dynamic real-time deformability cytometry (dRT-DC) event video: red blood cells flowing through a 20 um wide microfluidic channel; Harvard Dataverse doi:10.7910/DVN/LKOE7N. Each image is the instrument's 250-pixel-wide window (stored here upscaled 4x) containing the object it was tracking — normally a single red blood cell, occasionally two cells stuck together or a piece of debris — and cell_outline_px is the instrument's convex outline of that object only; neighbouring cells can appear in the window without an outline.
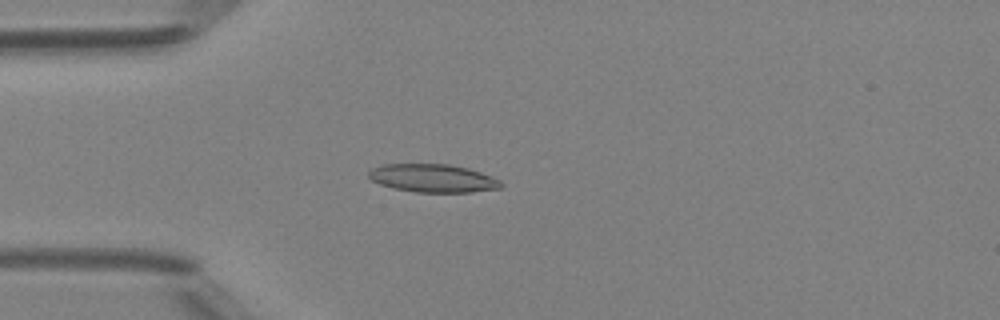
{"species": "Egyptian fruit bat (a non-hibernating species)", "species_latin": "Rousettus aegyptiacus", "temperature_condition": "room temperature", "stored_images_in_passage": 28, "camera_frame_rate_fps": 3000, "um_per_image_px": 0.085, "animal": {"sex": "female"}, "frame": {"image": 1, "passage_image": 14, "time_ms": 4.333, "image_size_px": [1000, 320], "cell_outline_px": [[504, 184], [500, 188], [472, 192], [416, 192], [396, 188], [380, 184], [372, 180], [368, 176], [368, 172], [372, 168], [384, 164], [448, 164], [468, 168], [480, 172], [500, 180]], "centroid_in_image_um": [36.81, 15.14], "position_along_channel_um": 48.2, "area_um2": 21.56}}
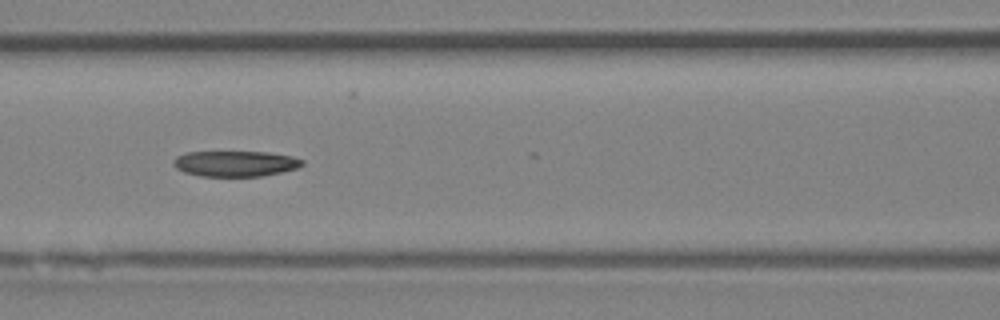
{"frame": {"image": 2, "passage_image": 22, "time_ms": 7.0, "image_size_px": [1000, 320], "cell_outline_px": [[304, 164], [296, 168], [280, 172], [260, 176], [200, 176], [184, 172], [176, 168], [172, 164], [172, 160], [176, 156], [188, 152], [268, 152], [292, 156], [304, 160]], "centroid_in_image_um": [19.97, 13.9], "position_along_channel_um": 146.6, "area_um2": 19.25}}
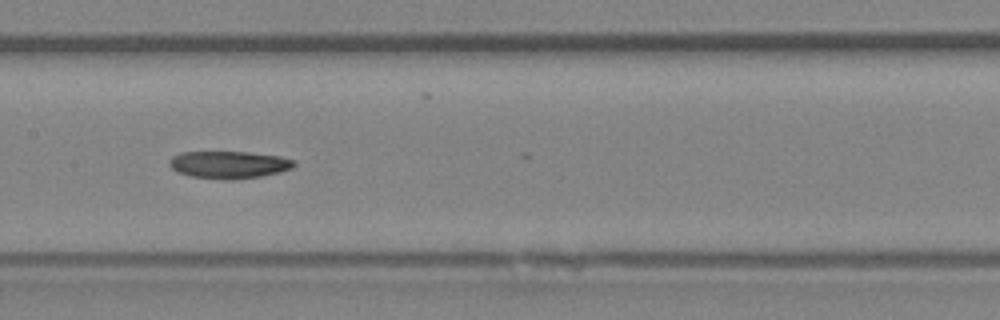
{"frame": {"image": 3, "passage_image": 25, "time_ms": 8.0, "image_size_px": [1000, 320], "cell_outline_px": [[296, 164], [292, 168], [280, 172], [260, 176], [232, 180], [224, 180], [192, 176], [180, 172], [172, 168], [168, 164], [168, 160], [172, 156], [180, 152], [248, 152], [280, 156], [296, 160]], "centroid_in_image_um": [19.47, 13.99], "position_along_channel_um": 187.9, "area_um2": 19.94}}